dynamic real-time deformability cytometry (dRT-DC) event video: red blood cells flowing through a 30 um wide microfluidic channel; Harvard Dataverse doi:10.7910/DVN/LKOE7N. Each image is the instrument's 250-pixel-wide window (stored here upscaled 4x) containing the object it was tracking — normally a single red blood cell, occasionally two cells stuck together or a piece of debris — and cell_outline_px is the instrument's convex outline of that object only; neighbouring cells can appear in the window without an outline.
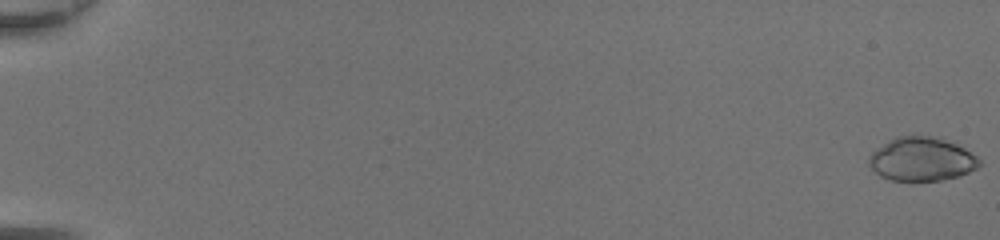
{"species": "common noctule bat (a hibernating species)", "species_latin": "Nyctalus noctula", "temperature_condition": "room temperature", "stored_images_in_passage": 50, "camera_frame_rate_fps": 3000, "um_per_image_px": 0.085, "animal": {"sex": "female", "body_mass_g": 20.0, "forearm_length_mm": 54.0}, "frame": {"image": 1, "passage_image": 1, "time_ms": 0.0, "image_size_px": [1000, 240], "cell_outline_px": [[984, 164], [968, 172], [956, 176], [940, 180], [912, 184], [892, 180], [880, 176], [868, 164], [868, 156], [876, 148], [888, 140], [896, 136], [932, 136], [956, 140], [976, 156]], "centroid_in_image_um": [78.36, 13.54], "position_along_channel_um": 6.6, "area_um2": 29.19}}
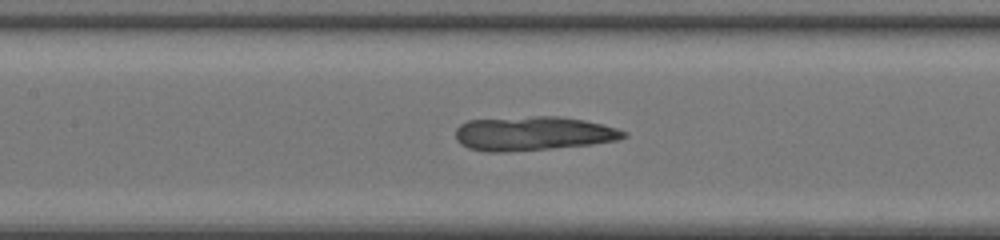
{"frame": {"image": 2, "passage_image": 26, "time_ms": 8.333, "image_size_px": [1000, 240], "cell_outline_px": [[628, 136], [620, 140], [592, 144], [552, 148], [504, 152], [484, 152], [468, 148], [460, 144], [456, 140], [456, 128], [460, 124], [468, 120], [532, 116], [560, 116], [584, 120], [616, 128], [628, 132]], "centroid_in_image_um": [45.3, 11.35], "position_along_channel_um": 162.1, "area_um2": 33.64}}
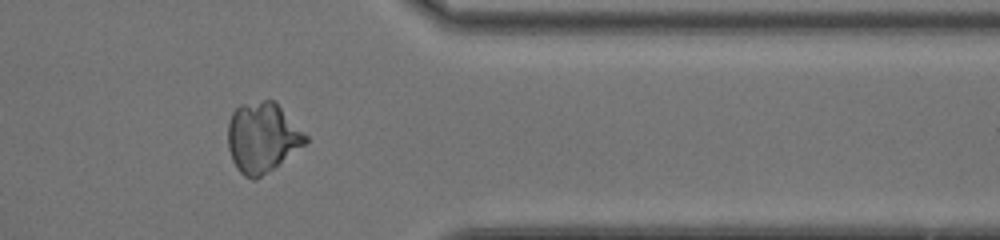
{"frame": {"image": 3, "passage_image": 42, "time_ms": 13.667, "image_size_px": [1000, 240], "cell_outline_px": [[308, 144], [256, 180], [252, 180], [244, 176], [236, 168], [232, 160], [228, 148], [228, 120], [232, 112], [240, 104], [264, 100], [276, 100], [308, 136]], "centroid_in_image_um": [22.32, 11.68], "position_along_channel_um": 389.1, "area_um2": 32.25}}